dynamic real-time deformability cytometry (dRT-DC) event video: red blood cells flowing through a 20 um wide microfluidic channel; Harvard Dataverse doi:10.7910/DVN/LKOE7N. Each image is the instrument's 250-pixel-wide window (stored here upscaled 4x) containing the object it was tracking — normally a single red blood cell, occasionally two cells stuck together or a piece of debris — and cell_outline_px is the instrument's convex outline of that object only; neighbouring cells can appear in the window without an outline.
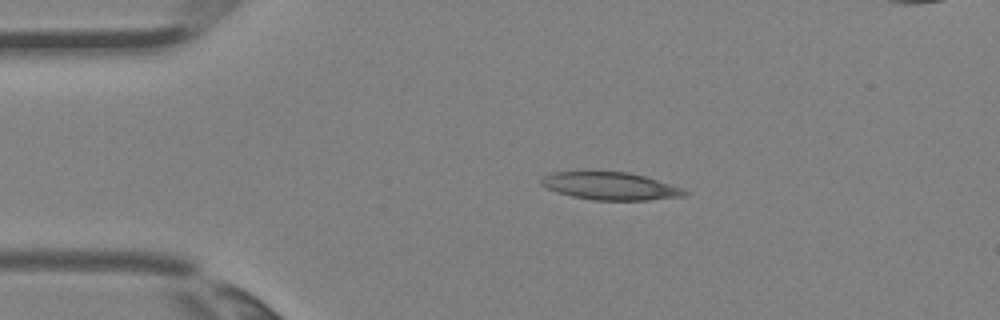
{"species": "Egyptian fruit bat (a non-hibernating species)", "species_latin": "Rousettus aegyptiacus", "temperature_condition": "room temperature", "stored_images_in_passage": 2, "camera_frame_rate_fps": 3000, "um_per_image_px": 0.085, "animal": {"sex": "female"}, "frame": {"image": 1, "passage_image": 1, "time_ms": 0.0, "image_size_px": [1000, 320], "cell_outline_px": [[688, 192], [684, 196], [648, 200], [592, 200], [572, 196], [548, 188], [540, 184], [540, 180], [544, 176], [552, 172], [580, 168], [592, 168], [628, 172], [644, 176], [684, 188]], "centroid_in_image_um": [51.8, 15.75], "position_along_channel_um": 33.2, "area_um2": 24.1}}